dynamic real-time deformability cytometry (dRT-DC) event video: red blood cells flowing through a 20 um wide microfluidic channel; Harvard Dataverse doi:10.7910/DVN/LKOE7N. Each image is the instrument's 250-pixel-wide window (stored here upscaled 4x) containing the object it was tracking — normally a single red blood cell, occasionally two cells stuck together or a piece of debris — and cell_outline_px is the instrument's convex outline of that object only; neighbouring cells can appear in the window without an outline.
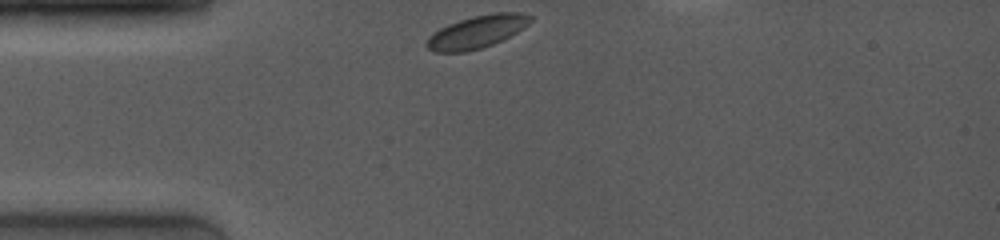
{"species": "common noctule bat (a hibernating species)", "species_latin": "Nyctalus noctula", "temperature_condition": "room temperature", "stored_images_in_passage": 12, "camera_frame_rate_fps": 4000, "um_per_image_px": 0.085, "animal": {"sex": "female", "body_mass_g": 19.0, "forearm_length_mm": 53.3}, "frame": {"image": 1, "passage_image": 1, "time_ms": 0.0, "image_size_px": [1000, 240], "cell_outline_px": [[532, 20], [524, 28], [492, 44], [468, 52], [436, 52], [428, 48], [424, 44], [428, 36], [440, 28], [448, 24], [472, 16], [496, 12], [520, 12], [532, 16]], "centroid_in_image_um": [40.52, 2.7], "position_along_channel_um": 44.5, "area_um2": 19.65}}
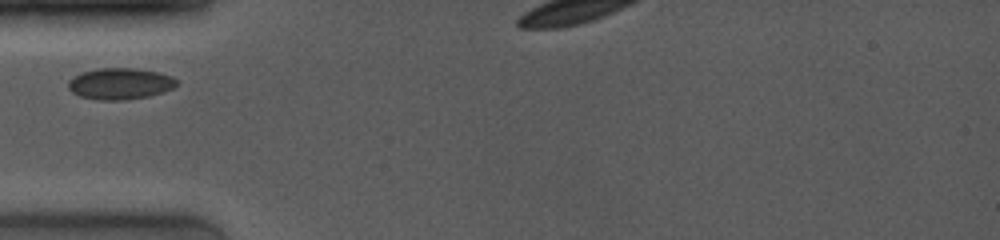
{"frame": {"image": 2, "passage_image": 4, "time_ms": 1.25, "image_size_px": [1000, 240], "cell_outline_px": [[176, 84], [172, 88], [148, 96], [128, 100], [96, 100], [80, 96], [72, 92], [68, 88], [68, 80], [80, 72], [100, 68], [136, 68], [156, 72], [172, 76], [176, 80]], "centroid_in_image_um": [10.15, 7.11], "position_along_channel_um": 74.8, "area_um2": 19.77}}
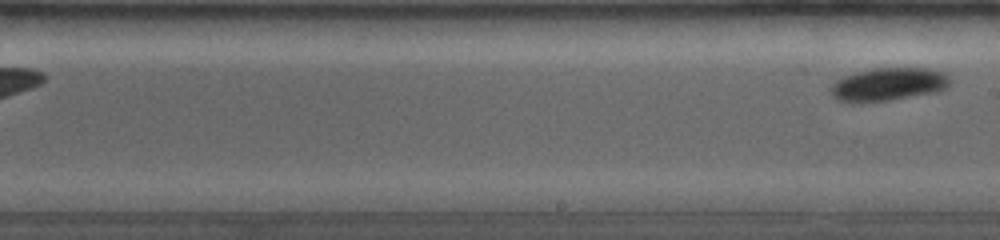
{"frame": {"image": 3, "passage_image": 12, "time_ms": 6.75, "image_size_px": [1000, 240], "cell_outline_px": [[952, 80], [948, 88], [936, 92], [888, 100], [852, 104], [836, 100], [832, 96], [828, 88], [836, 80], [844, 76], [856, 72], [872, 68], [932, 68], [944, 72]], "centroid_in_image_um": [75.48, 7.17], "position_along_channel_um": 213.5, "area_um2": 23.52}}